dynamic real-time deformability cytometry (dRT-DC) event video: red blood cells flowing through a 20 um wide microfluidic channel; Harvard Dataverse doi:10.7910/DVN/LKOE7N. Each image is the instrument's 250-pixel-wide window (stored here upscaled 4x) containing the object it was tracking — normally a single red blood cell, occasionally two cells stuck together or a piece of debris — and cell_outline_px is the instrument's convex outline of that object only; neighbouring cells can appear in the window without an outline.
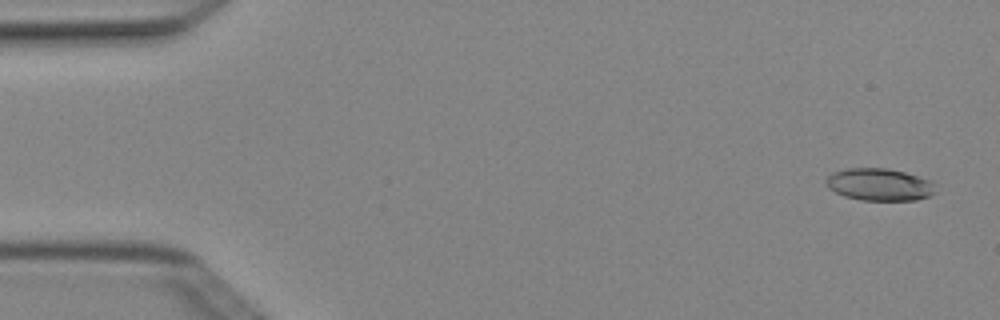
{"species": "Egyptian fruit bat (a non-hibernating species)", "species_latin": "Rousettus aegyptiacus", "temperature_condition": "cold", "stored_images_in_passage": 5, "camera_frame_rate_fps": 3000, "um_per_image_px": 0.085, "animal": {"sex": "female"}, "frame": {"image": 1, "passage_image": 1, "time_ms": 0.0, "image_size_px": [1000, 320], "cell_outline_px": [[936, 192], [928, 196], [916, 200], [860, 200], [844, 196], [828, 188], [824, 184], [824, 180], [832, 172], [848, 168], [888, 168], [904, 172], [928, 180], [932, 184]], "centroid_in_image_um": [74.68, 15.68], "position_along_channel_um": 10.3, "area_um2": 20.52}}
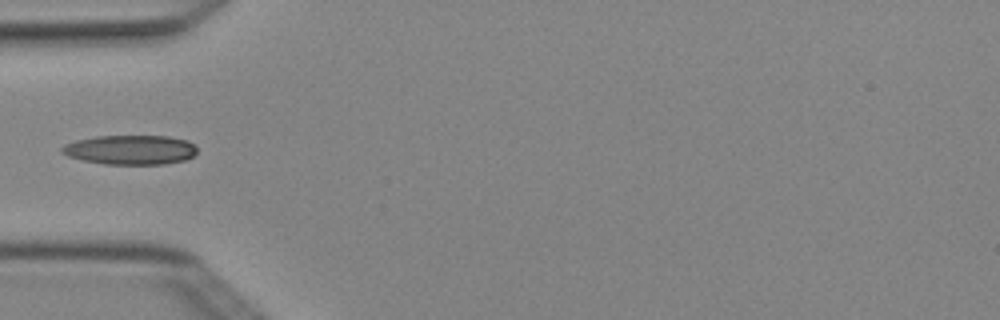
{"frame": {"image": 2, "passage_image": 4, "time_ms": 1.0, "image_size_px": [1000, 320], "cell_outline_px": [[196, 152], [192, 156], [184, 160], [164, 164], [104, 164], [84, 160], [68, 156], [60, 152], [60, 148], [64, 144], [76, 140], [96, 136], [168, 136], [188, 140], [196, 144]], "centroid_in_image_um": [11.08, 12.72], "position_along_channel_um": 73.9, "area_um2": 23.29}}
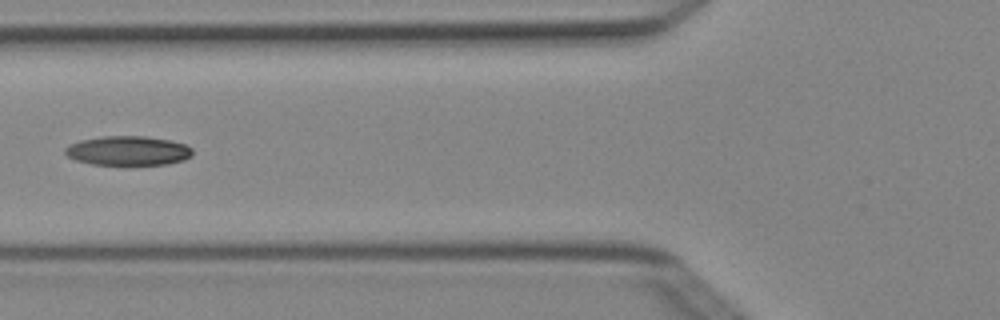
{"frame": {"image": 3, "passage_image": 5, "time_ms": 1.333, "image_size_px": [1000, 320], "cell_outline_px": [[192, 156], [184, 160], [168, 164], [128, 168], [92, 164], [76, 160], [68, 156], [64, 152], [64, 148], [68, 144], [80, 140], [104, 136], [144, 136], [172, 140], [184, 144], [192, 148]], "centroid_in_image_um": [10.89, 12.86], "position_along_channel_um": 114.9, "area_um2": 22.89}}